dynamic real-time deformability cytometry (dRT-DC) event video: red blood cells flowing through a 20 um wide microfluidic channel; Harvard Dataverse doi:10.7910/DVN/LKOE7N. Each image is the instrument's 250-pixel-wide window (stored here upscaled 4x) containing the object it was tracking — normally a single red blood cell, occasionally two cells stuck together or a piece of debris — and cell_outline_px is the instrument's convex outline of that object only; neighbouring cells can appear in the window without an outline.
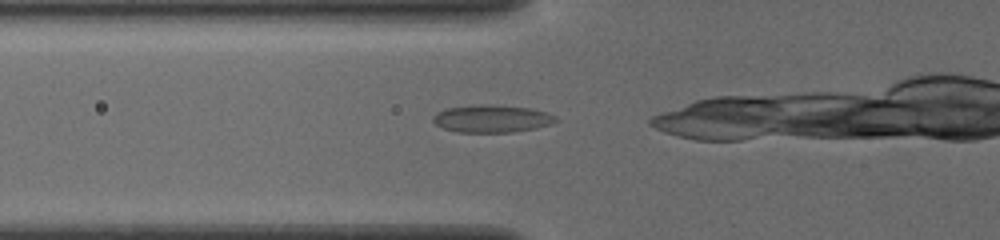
{"species": "common noctule bat (a hibernating species)", "species_latin": "Nyctalus noctula", "temperature_condition": "cold", "stored_images_in_passage": 13, "camera_frame_rate_fps": 3000, "um_per_image_px": 0.085, "animal": {"sex": "female", "body_mass_g": 19.5, "forearm_length_mm": 54.1}, "frame": {"image": 1, "passage_image": 10, "time_ms": 3.0, "image_size_px": [1000, 240], "cell_outline_px": [[560, 120], [552, 124], [536, 128], [512, 132], [456, 132], [444, 128], [436, 124], [432, 120], [432, 116], [436, 112], [448, 108], [472, 104], [492, 104], [532, 108], [548, 112], [556, 116]], "centroid_in_image_um": [41.84, 10.07], "position_along_channel_um": 84.0, "area_um2": 20.06}}